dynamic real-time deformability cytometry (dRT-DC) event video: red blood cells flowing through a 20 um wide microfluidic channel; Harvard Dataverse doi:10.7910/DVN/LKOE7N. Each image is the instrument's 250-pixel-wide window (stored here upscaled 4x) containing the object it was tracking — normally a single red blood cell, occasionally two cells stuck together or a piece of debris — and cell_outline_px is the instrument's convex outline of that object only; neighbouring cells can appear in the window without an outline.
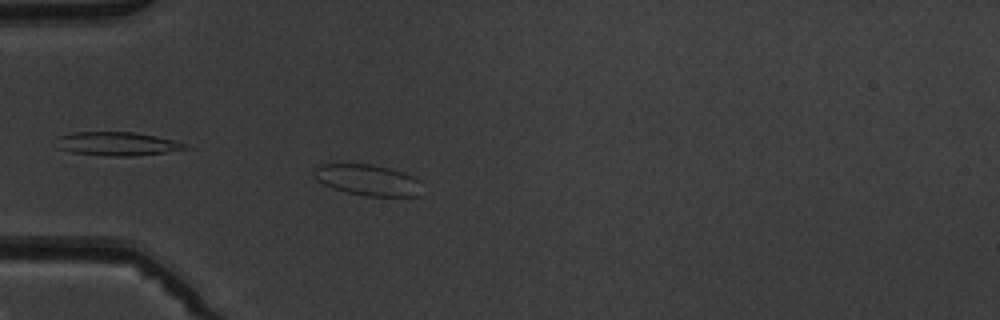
{"species": "common noctule bat (a hibernating species)", "species_latin": "Nyctalus noctula", "temperature_condition": "warm", "stored_images_in_passage": 5, "camera_frame_rate_fps": 3000, "um_per_image_px": 0.085, "animal": {"sex": "male", "body_mass_g": 19.5, "forearm_length_mm": 54.6}, "frame": {"image": 1, "passage_image": 5, "time_ms": 4.333, "image_size_px": [1000, 320], "cell_outline_px": [[420, 196], [368, 196], [348, 192], [324, 184], [312, 176], [312, 172], [320, 164], [372, 164], [404, 172], [420, 180]], "centroid_in_image_um": [31.27, 15.29], "position_along_channel_um": 53.7, "area_um2": 19.36}}